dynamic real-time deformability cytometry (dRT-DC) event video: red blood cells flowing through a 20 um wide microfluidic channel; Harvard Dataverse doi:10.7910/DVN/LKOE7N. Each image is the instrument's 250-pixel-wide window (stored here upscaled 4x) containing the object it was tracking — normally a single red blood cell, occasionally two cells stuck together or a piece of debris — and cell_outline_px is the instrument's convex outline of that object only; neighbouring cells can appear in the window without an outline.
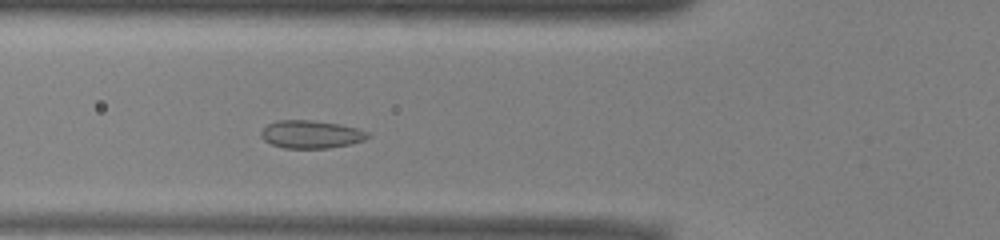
{"species": "common noctule bat (a hibernating species)", "species_latin": "Nyctalus noctula", "temperature_condition": "warm", "stored_images_in_passage": 44, "camera_frame_rate_fps": 3000, "um_per_image_px": 0.085, "animal": {"sex": "male", "body_mass_g": 13.0, "forearm_length_mm": 53.1}, "frame": {"image": 1, "passage_image": 11, "time_ms": 3.333, "image_size_px": [1000, 240], "cell_outline_px": [[372, 136], [364, 140], [348, 144], [328, 148], [284, 148], [272, 144], [264, 140], [260, 136], [260, 132], [268, 124], [276, 120], [312, 120], [340, 124], [356, 128], [368, 132]], "centroid_in_image_um": [26.43, 11.41], "position_along_channel_um": 99.4, "area_um2": 17.34}}
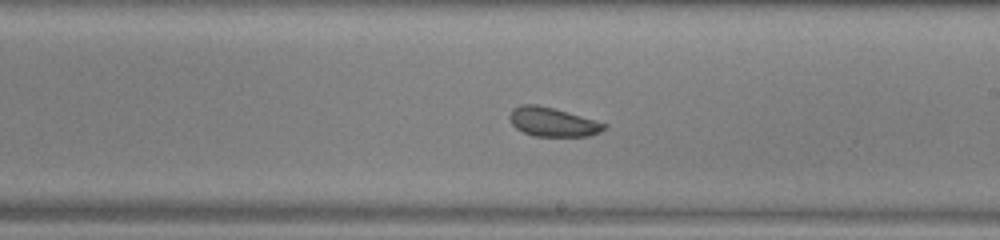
{"frame": {"image": 2, "passage_image": 22, "time_ms": 7.0, "image_size_px": [1000, 240], "cell_outline_px": [[608, 128], [600, 132], [588, 136], [532, 136], [516, 128], [512, 124], [508, 116], [512, 108], [520, 104], [536, 104], [552, 108], [608, 124]], "centroid_in_image_um": [46.96, 10.37], "position_along_channel_um": 242.0, "area_um2": 15.95}}
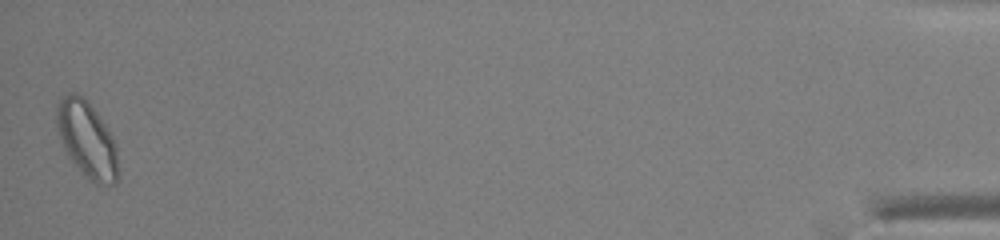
{"frame": {"image": 3, "passage_image": 44, "time_ms": 14.333, "image_size_px": [1000, 240], "cell_outline_px": [[116, 184], [96, 184], [88, 180], [84, 176], [68, 156], [64, 148], [56, 124], [56, 104], [60, 96], [68, 92], [76, 92], [84, 96], [88, 100], [112, 136], [116, 144]], "centroid_in_image_um": [7.34, 11.8], "position_along_channel_um": 427.9, "area_um2": 27.28}, "authors_computed_cell_mechanics": {"area_um2": 17.8891, "velocity_mm_per_s": 3.9012, "shape_relaxation_time_tau1_ms": null, "shape_relaxation_time_tau2_ms": 4.8513, "deformation_change_tau1": null, "deformation_change_tau2": 0.0774}}